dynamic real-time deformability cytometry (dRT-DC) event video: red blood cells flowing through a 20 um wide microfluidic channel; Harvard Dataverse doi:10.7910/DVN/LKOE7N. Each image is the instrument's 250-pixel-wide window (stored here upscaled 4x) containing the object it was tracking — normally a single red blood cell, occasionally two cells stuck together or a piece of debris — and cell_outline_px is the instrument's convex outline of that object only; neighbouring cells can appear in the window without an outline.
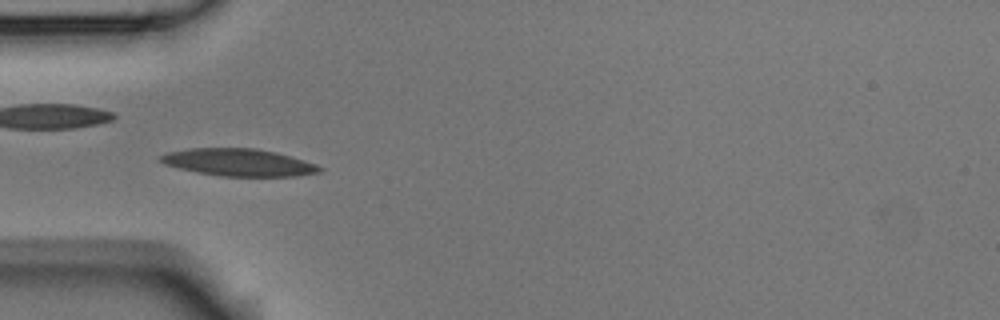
{"species": "Egyptian fruit bat (a non-hibernating species)", "species_latin": "Rousettus aegyptiacus", "temperature_condition": "room temperature", "stored_images_in_passage": 4, "camera_frame_rate_fps": 3000, "um_per_image_px": 0.085, "animal": {"sex": "male"}, "frame": {"image": 1, "passage_image": 4, "time_ms": 1.0, "image_size_px": [1000, 320], "cell_outline_px": [[324, 168], [320, 172], [296, 176], [220, 176], [196, 172], [164, 164], [156, 156], [168, 152], [188, 148], [256, 148], [276, 152], [304, 160], [316, 164]], "centroid_in_image_um": [20.27, 13.8], "position_along_channel_um": 64.7, "area_um2": 25.37}}